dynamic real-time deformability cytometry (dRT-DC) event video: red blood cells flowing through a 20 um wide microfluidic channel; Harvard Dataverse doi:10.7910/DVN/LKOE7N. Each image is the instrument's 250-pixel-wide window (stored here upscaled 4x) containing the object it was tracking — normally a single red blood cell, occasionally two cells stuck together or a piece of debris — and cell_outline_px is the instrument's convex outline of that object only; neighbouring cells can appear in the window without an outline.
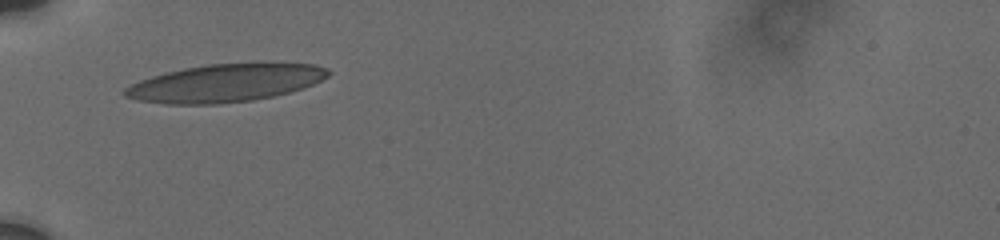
{"species": "human", "species_latin": "Homo sapiens", "temperature_condition": "cold", "stored_images_in_passage": 5, "camera_frame_rate_fps": 3000, "um_per_image_px": 0.085, "donor": {"sex": "male"}, "frame": {"image": 1, "passage_image": 1, "time_ms": 0.0, "image_size_px": [1000, 240], "cell_outline_px": [[332, 72], [328, 76], [312, 84], [288, 92], [272, 96], [252, 100], [216, 104], [164, 104], [136, 100], [124, 96], [120, 92], [124, 88], [140, 80], [152, 76], [184, 68], [204, 64], [256, 60], [272, 60], [316, 64], [328, 68]], "centroid_in_image_um": [19.21, 7.0], "position_along_channel_um": 65.8, "area_um2": 46.18}}